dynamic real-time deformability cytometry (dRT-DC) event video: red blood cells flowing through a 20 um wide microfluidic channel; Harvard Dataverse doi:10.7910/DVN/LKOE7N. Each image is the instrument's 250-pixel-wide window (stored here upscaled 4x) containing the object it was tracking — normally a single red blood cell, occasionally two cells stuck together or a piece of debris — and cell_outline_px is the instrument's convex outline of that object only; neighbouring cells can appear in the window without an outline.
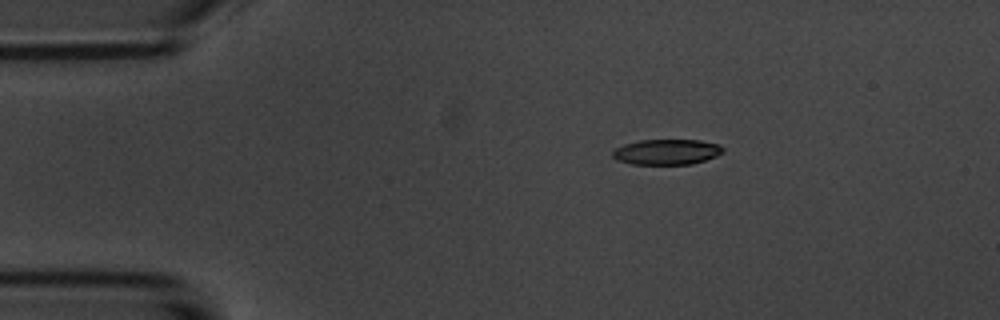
{"species": "common noctule bat (a hibernating species)", "species_latin": "Nyctalus noctula", "temperature_condition": "room temperature", "stored_images_in_passage": 6, "camera_frame_rate_fps": 3000, "um_per_image_px": 0.085, "animal": {"sex": "male", "body_mass_g": 20.1, "forearm_length_mm": 53.5}, "frame": {"image": 1, "passage_image": 3, "time_ms": 2.333, "image_size_px": [1000, 320], "cell_outline_px": [[724, 152], [716, 156], [692, 164], [632, 164], [616, 160], [612, 156], [612, 152], [616, 148], [624, 144], [640, 140], [700, 140], [720, 144], [724, 148]], "centroid_in_image_um": [56.68, 12.91], "position_along_channel_um": 28.3, "area_um2": 16.42}}
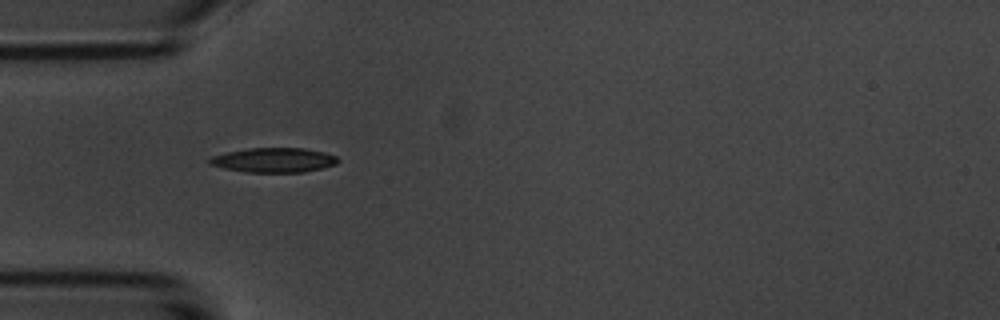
{"frame": {"image": 2, "passage_image": 5, "time_ms": 4.667, "image_size_px": [1000, 320], "cell_outline_px": [[340, 160], [336, 164], [304, 172], [244, 172], [224, 168], [208, 164], [208, 160], [212, 156], [224, 152], [248, 148], [304, 148], [324, 152], [336, 156]], "centroid_in_image_um": [23.24, 13.6], "position_along_channel_um": 61.8, "area_um2": 18.44}}